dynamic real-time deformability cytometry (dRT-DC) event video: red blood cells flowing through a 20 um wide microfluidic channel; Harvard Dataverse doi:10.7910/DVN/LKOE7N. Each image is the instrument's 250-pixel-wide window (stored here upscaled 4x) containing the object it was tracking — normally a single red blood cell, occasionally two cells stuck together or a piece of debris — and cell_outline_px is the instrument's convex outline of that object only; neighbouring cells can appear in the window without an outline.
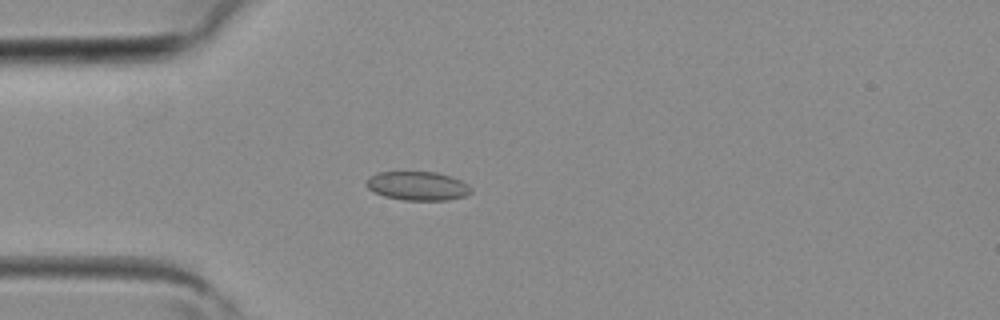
{"species": "common noctule bat (a hibernating species)", "species_latin": "Nyctalus noctula", "temperature_condition": "room temperature", "stored_images_in_passage": 2, "camera_frame_rate_fps": 3000, "um_per_image_px": 0.085, "animal": {"sex": "female", "body_mass_g": 19.3, "forearm_length_mm": 54.1}, "frame": {"image": 1, "passage_image": 2, "time_ms": 0.333, "image_size_px": [1000, 320], "cell_outline_px": [[472, 192], [464, 196], [448, 200], [404, 200], [384, 196], [372, 192], [364, 184], [372, 176], [380, 172], [436, 172], [452, 176], [468, 184], [472, 188]], "centroid_in_image_um": [35.52, 15.81], "position_along_channel_um": 49.5, "area_um2": 17.63}}